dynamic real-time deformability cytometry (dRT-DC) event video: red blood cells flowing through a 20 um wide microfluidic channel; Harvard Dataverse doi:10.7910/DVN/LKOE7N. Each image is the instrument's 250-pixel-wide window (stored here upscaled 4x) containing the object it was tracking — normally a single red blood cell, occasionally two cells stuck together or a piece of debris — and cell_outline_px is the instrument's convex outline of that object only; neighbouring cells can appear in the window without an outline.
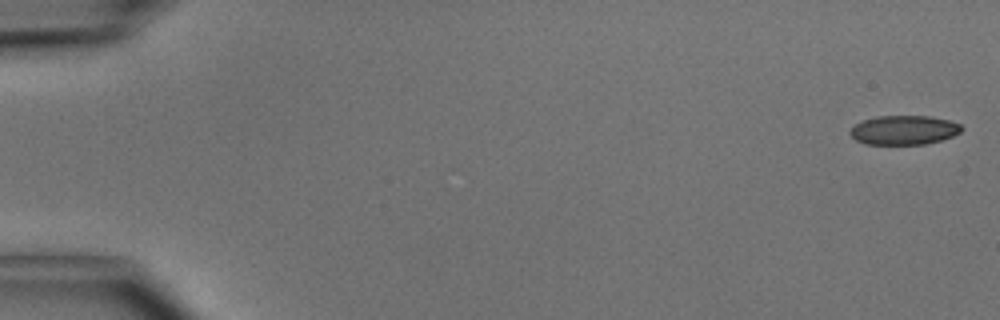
{"species": "common noctule bat (a hibernating species)", "species_latin": "Nyctalus noctula", "temperature_condition": "cold", "stored_images_in_passage": 49, "camera_frame_rate_fps": 3000, "um_per_image_px": 0.085, "animal": {"sex": "male", "body_mass_g": 15.6}, "frame": {"image": 1, "passage_image": 1, "time_ms": 0.0, "image_size_px": [1000, 320], "cell_outline_px": [[964, 128], [960, 132], [952, 136], [940, 140], [924, 144], [864, 144], [856, 140], [848, 132], [856, 124], [864, 120], [876, 116], [928, 116], [948, 120], [960, 124]], "centroid_in_image_um": [76.83, 11.05], "position_along_channel_um": 8.2, "area_um2": 18.84}}
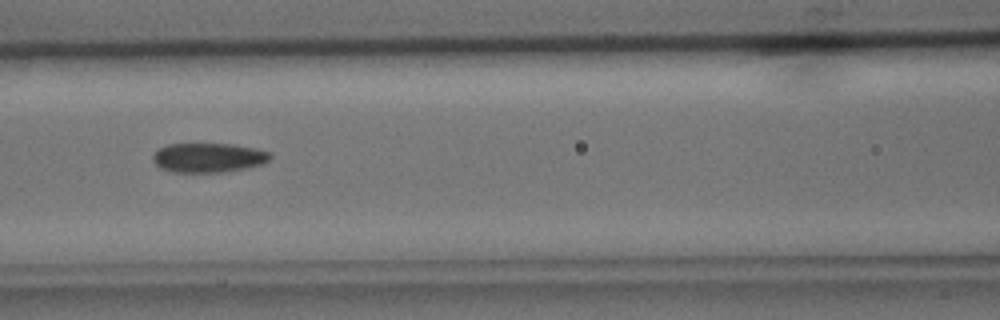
{"frame": {"image": 2, "passage_image": 22, "time_ms": 7.0, "image_size_px": [1000, 320], "cell_outline_px": [[272, 156], [268, 160], [260, 164], [244, 168], [224, 172], [172, 172], [160, 168], [152, 160], [152, 156], [160, 148], [168, 144], [232, 144], [256, 148], [272, 152]], "centroid_in_image_um": [17.71, 13.4], "position_along_channel_um": 148.9, "area_um2": 20.06}}
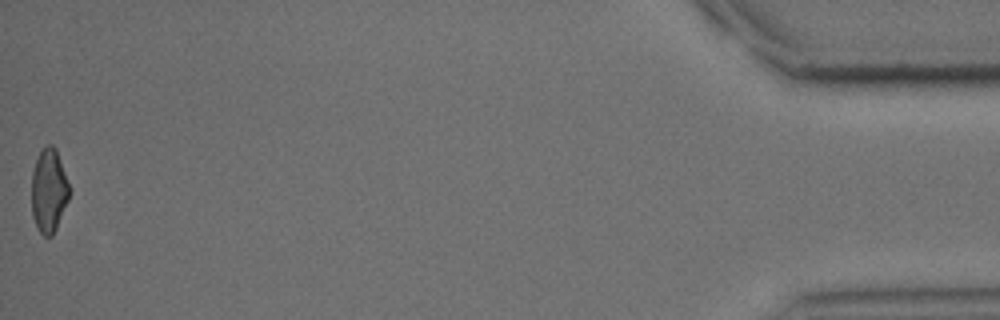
{"frame": {"image": 3, "passage_image": 49, "time_ms": 16.0, "image_size_px": [1000, 320], "cell_outline_px": [[72, 192], [56, 228], [52, 236], [44, 236], [40, 232], [32, 216], [32, 172], [36, 160], [40, 152], [48, 144], [52, 144], [56, 148], [72, 188]], "centroid_in_image_um": [4.19, 16.18], "position_along_channel_um": 431.0, "area_um2": 18.67}, "authors_computed_cell_mechanics": {"area_um2": 20.1144, "velocity_mm_per_s": 4.131, "shape_relaxation_time_tau1_ms": 4.1196, "shape_relaxation_time_tau2_ms": 4.1071, "deformation_change_tau1": 0.0945, "deformation_change_tau2": 0.1132}}